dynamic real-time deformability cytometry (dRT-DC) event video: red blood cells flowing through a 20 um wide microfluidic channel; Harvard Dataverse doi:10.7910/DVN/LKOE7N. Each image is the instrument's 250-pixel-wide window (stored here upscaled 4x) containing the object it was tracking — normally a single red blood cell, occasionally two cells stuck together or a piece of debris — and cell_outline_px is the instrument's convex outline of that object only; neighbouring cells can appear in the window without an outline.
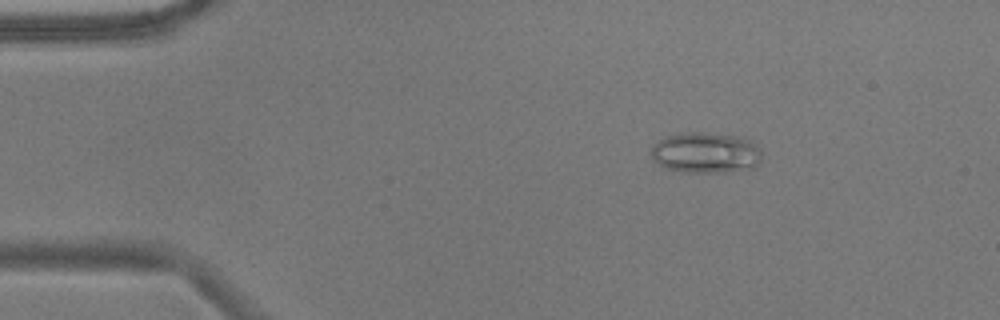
{"species": "common noctule bat (a hibernating species)", "species_latin": "Nyctalus noctula", "temperature_condition": "warm", "stored_images_in_passage": 46, "camera_frame_rate_fps": 3000, "um_per_image_px": 0.085, "animal": {"sex": "male", "body_mass_g": 17.9}, "frame": {"image": 1, "passage_image": 1, "time_ms": 0.0, "image_size_px": [1000, 320], "cell_outline_px": [[760, 160], [752, 168], [724, 172], [680, 172], [664, 168], [652, 160], [652, 144], [664, 136], [680, 132], [704, 132], [740, 136], [752, 140], [760, 148]], "centroid_in_image_um": [59.94, 12.96], "position_along_channel_um": 25.1, "area_um2": 26.76}}
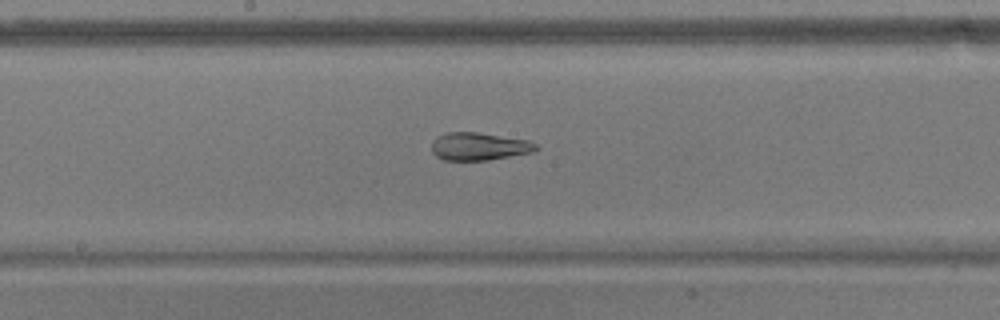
{"frame": {"image": 2, "passage_image": 21, "time_ms": 6.667, "image_size_px": [1000, 320], "cell_outline_px": [[540, 148], [536, 152], [488, 160], [444, 160], [436, 156], [432, 152], [432, 140], [436, 136], [448, 132], [476, 132], [528, 140], [536, 144]], "centroid_in_image_um": [40.73, 12.45], "position_along_channel_um": 207.5, "area_um2": 17.05}}
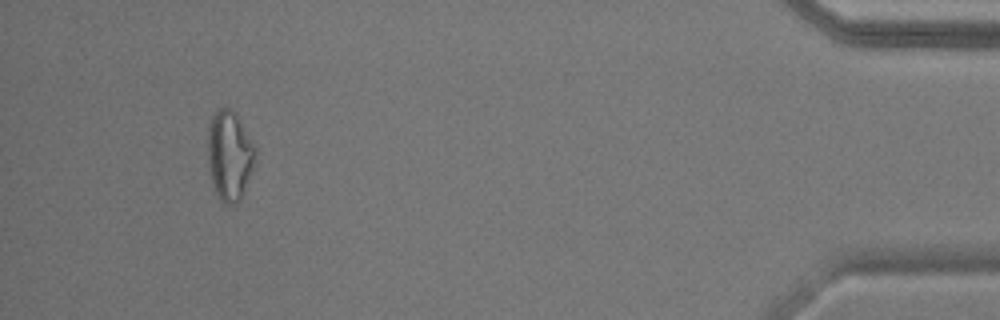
{"frame": {"image": 3, "passage_image": 43, "time_ms": 14.0, "image_size_px": [1000, 320], "cell_outline_px": [[256, 152], [252, 168], [240, 200], [236, 204], [228, 208], [220, 200], [212, 184], [208, 160], [208, 128], [212, 116], [220, 108], [228, 108], [236, 112], [256, 148]], "centroid_in_image_um": [19.5, 13.24], "position_along_channel_um": 415.7, "area_um2": 24.8}, "authors_computed_cell_mechanics": {"area_um2": 20.1722, "velocity_mm_per_s": 3.739, "shape_relaxation_time_tau1_ms": null, "shape_relaxation_time_tau2_ms": 1.468, "deformation_change_tau1": null, "deformation_change_tau2": 0.0837}}